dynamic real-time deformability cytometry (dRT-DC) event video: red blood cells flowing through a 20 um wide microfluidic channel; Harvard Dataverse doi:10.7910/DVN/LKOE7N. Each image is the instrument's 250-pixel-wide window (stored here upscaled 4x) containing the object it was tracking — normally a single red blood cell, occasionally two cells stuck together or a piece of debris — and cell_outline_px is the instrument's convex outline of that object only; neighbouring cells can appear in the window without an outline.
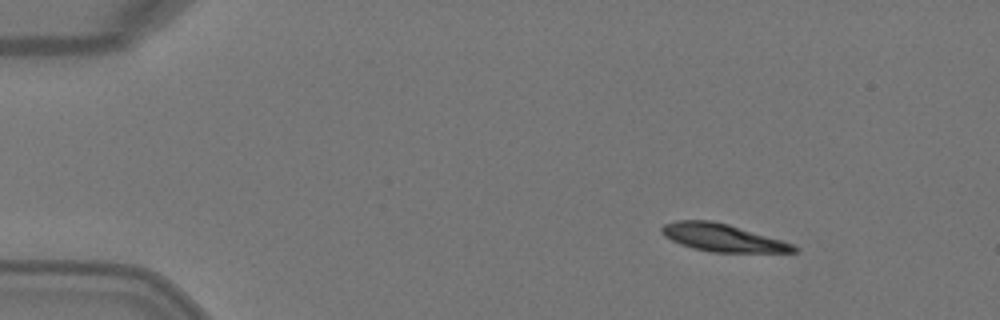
{"species": "Egyptian fruit bat (a non-hibernating species)", "species_latin": "Rousettus aegyptiacus", "temperature_condition": "warm", "stored_images_in_passage": 3, "camera_frame_rate_fps": 3000, "um_per_image_px": 0.085, "animal": {"sex": "female"}, "frame": {"image": 1, "passage_image": 1, "time_ms": 0.0, "image_size_px": [1000, 320], "cell_outline_px": [[800, 248], [796, 252], [712, 252], [692, 248], [680, 244], [664, 236], [660, 232], [660, 228], [664, 224], [676, 220], [712, 220], [728, 224], [780, 240], [792, 244]], "centroid_in_image_um": [61.36, 20.2], "position_along_channel_um": 23.6, "area_um2": 21.1}}